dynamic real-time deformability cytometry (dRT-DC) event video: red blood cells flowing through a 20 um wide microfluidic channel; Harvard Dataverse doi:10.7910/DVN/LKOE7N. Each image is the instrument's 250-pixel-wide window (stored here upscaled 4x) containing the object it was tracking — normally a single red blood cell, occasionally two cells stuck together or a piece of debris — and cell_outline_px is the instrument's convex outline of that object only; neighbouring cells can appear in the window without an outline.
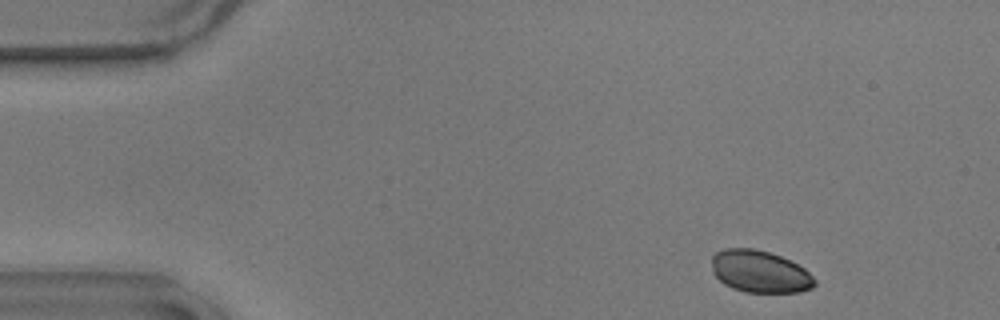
{"species": "common noctule bat (a hibernating species)", "species_latin": "Nyctalus noctula", "temperature_condition": "warm", "stored_images_in_passage": 13, "camera_frame_rate_fps": 3000, "um_per_image_px": 0.085, "animal": {"sex": "male", "body_mass_g": 17.9}, "frame": {"image": 1, "passage_image": 3, "time_ms": 0.667, "image_size_px": [1000, 320], "cell_outline_px": [[816, 284], [812, 288], [800, 292], [744, 292], [732, 288], [724, 284], [712, 272], [712, 256], [716, 252], [724, 248], [752, 248], [768, 252], [780, 256], [804, 268], [816, 280]], "centroid_in_image_um": [64.57, 23.09], "position_along_channel_um": 20.4, "area_um2": 25.26}}
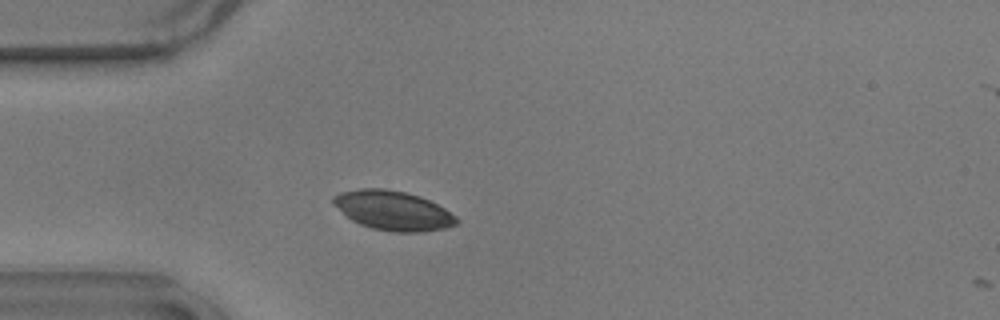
{"frame": {"image": 2, "passage_image": 12, "time_ms": 3.667, "image_size_px": [1000, 320], "cell_outline_px": [[460, 220], [456, 224], [444, 228], [420, 232], [388, 232], [372, 228], [360, 224], [352, 220], [332, 204], [332, 196], [340, 192], [360, 188], [384, 188], [404, 192], [420, 196], [444, 208], [456, 216]], "centroid_in_image_um": [33.38, 17.89], "position_along_channel_um": 51.6, "area_um2": 28.32}}